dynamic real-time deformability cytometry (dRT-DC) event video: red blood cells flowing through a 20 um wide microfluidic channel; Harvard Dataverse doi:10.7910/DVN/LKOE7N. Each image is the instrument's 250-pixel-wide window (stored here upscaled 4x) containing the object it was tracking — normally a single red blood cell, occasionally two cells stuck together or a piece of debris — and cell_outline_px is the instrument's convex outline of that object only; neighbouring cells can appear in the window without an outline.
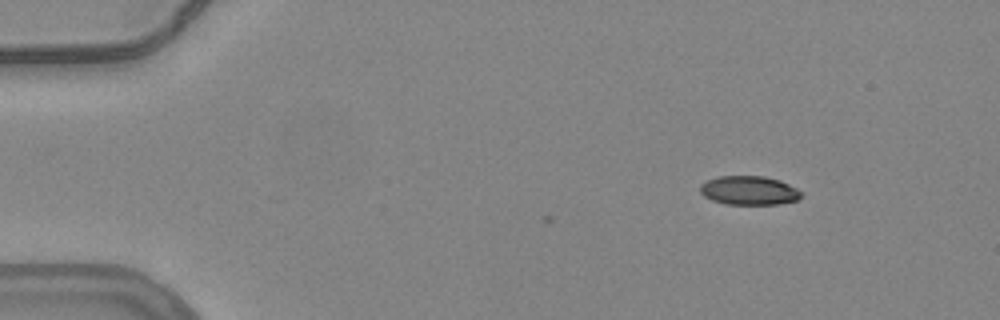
{"species": "common noctule bat (a hibernating species)", "species_latin": "Nyctalus noctula", "temperature_condition": "warm", "stored_images_in_passage": 5, "camera_frame_rate_fps": 3000, "um_per_image_px": 0.085, "animal": {"sex": "female", "body_mass_g": 24.6, "forearm_length_mm": 56.2}, "frame": {"image": 1, "passage_image": 5, "time_ms": 1.333, "image_size_px": [1000, 320], "cell_outline_px": [[804, 192], [796, 200], [780, 204], [724, 204], [712, 200], [704, 196], [700, 192], [700, 184], [716, 176], [764, 176], [780, 180]], "centroid_in_image_um": [63.66, 16.18], "position_along_channel_um": 21.3, "area_um2": 17.11}}